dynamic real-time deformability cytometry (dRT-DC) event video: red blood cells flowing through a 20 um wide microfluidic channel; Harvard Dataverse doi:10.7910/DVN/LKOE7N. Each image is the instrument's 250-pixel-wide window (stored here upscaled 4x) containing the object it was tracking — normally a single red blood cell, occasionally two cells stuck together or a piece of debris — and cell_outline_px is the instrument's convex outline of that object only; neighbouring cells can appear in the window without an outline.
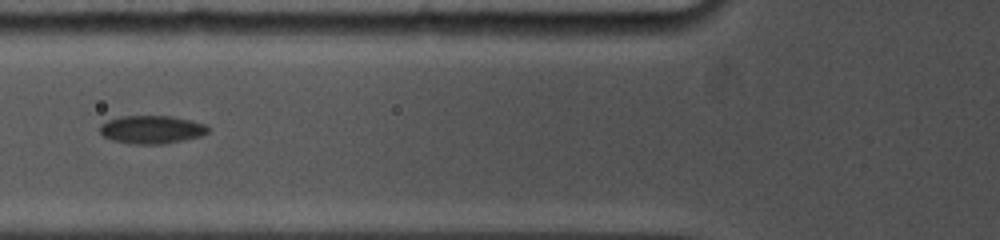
{"species": "common noctule bat (a hibernating species)", "species_latin": "Nyctalus noctula", "temperature_condition": "cold", "stored_images_in_passage": 23, "camera_frame_rate_fps": 5000, "um_per_image_px": 0.085, "animal": {"sex": "female", "body_mass_g": 19.0, "forearm_length_mm": 53.3}, "frame": {"image": 1, "passage_image": 4, "time_ms": 3.4, "image_size_px": [1000, 240], "cell_outline_px": [[208, 132], [200, 136], [164, 144], [132, 144], [112, 140], [104, 136], [100, 132], [100, 124], [108, 120], [120, 116], [172, 116], [204, 124], [208, 128]], "centroid_in_image_um": [12.85, 11.01], "position_along_channel_um": 113.0, "area_um2": 17.57}}
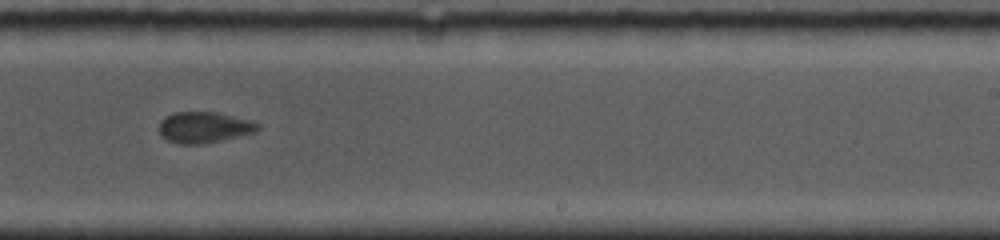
{"frame": {"image": 2, "passage_image": 10, "time_ms": 7.6, "image_size_px": [1000, 240], "cell_outline_px": [[260, 128], [256, 132], [220, 140], [200, 144], [176, 144], [160, 136], [160, 120], [176, 112], [216, 112], [248, 120], [260, 124]], "centroid_in_image_um": [17.33, 10.83], "position_along_channel_um": 271.7, "area_um2": 17.63}}
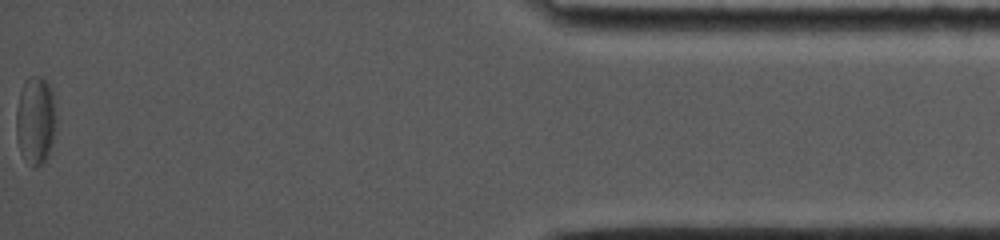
{"frame": {"image": 3, "passage_image": 23, "time_ms": 13.6, "image_size_px": [1000, 240], "cell_outline_px": [[56, 120], [52, 144], [48, 156], [40, 164], [32, 168], [20, 152], [16, 136], [16, 108], [20, 92], [28, 76], [40, 76], [52, 88], [56, 112]], "centroid_in_image_um": [3.02, 10.22], "position_along_channel_um": 432.2, "area_um2": 20.69}}